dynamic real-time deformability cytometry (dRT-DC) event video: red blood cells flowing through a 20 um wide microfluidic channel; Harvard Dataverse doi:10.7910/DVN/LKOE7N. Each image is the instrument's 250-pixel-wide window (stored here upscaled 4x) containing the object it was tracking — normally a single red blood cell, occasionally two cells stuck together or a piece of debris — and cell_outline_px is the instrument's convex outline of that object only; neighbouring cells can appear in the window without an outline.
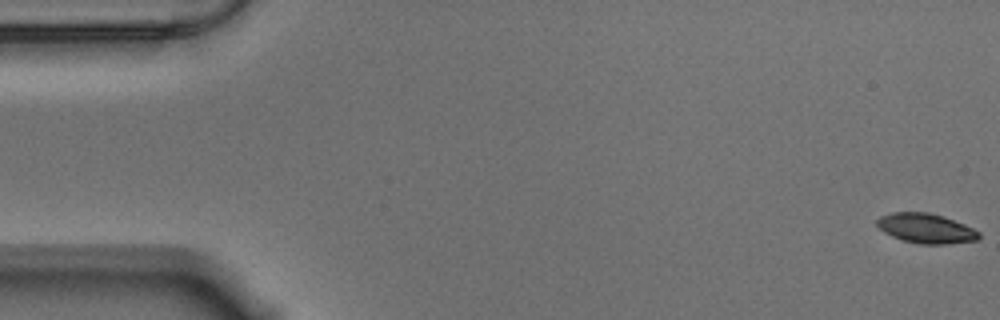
{"species": "Egyptian fruit bat (a non-hibernating species)", "species_latin": "Rousettus aegyptiacus", "temperature_condition": "warm", "stored_images_in_passage": 18, "camera_frame_rate_fps": 3000, "um_per_image_px": 0.085, "animal": {"sex": "male"}, "frame": {"image": 1, "passage_image": 1, "time_ms": 0.0, "image_size_px": [1000, 320], "cell_outline_px": [[980, 236], [976, 240], [948, 244], [920, 244], [904, 240], [892, 236], [884, 232], [876, 224], [876, 220], [880, 216], [892, 212], [928, 212], [944, 216], [964, 224], [980, 232]], "centroid_in_image_um": [78.7, 19.4], "position_along_channel_um": 6.3, "area_um2": 17.63}}